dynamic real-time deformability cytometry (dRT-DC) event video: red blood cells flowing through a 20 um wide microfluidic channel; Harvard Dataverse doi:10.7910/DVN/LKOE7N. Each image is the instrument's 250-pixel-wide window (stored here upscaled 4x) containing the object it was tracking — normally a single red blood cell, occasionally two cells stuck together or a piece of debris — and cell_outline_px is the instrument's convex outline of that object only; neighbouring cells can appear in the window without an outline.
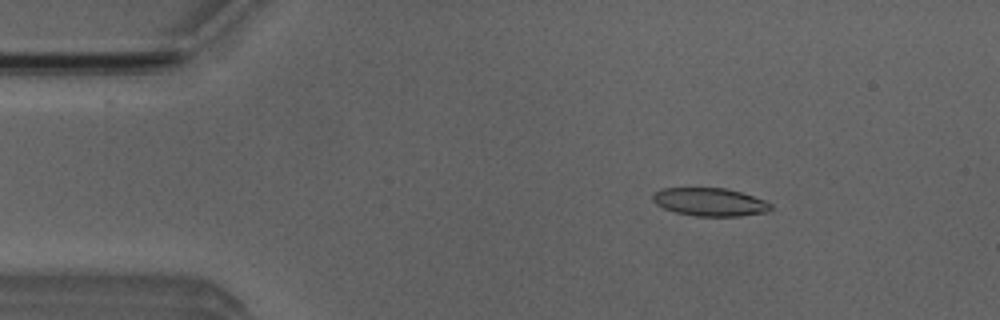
{"species": "Egyptian fruit bat (a non-hibernating species)", "species_latin": "Rousettus aegyptiacus", "temperature_condition": "room temperature", "stored_images_in_passage": 51, "camera_frame_rate_fps": 3000, "um_per_image_px": 0.085, "animal": {"sex": "male"}, "frame": {"image": 1, "passage_image": 8, "time_ms": 2.333, "image_size_px": [1000, 320], "cell_outline_px": [[772, 208], [768, 212], [740, 216], [696, 216], [676, 212], [664, 208], [656, 204], [652, 200], [652, 196], [660, 188], [724, 188], [740, 192], [764, 200], [772, 204]], "centroid_in_image_um": [60.34, 17.17], "position_along_channel_um": 24.7, "area_um2": 19.25}}
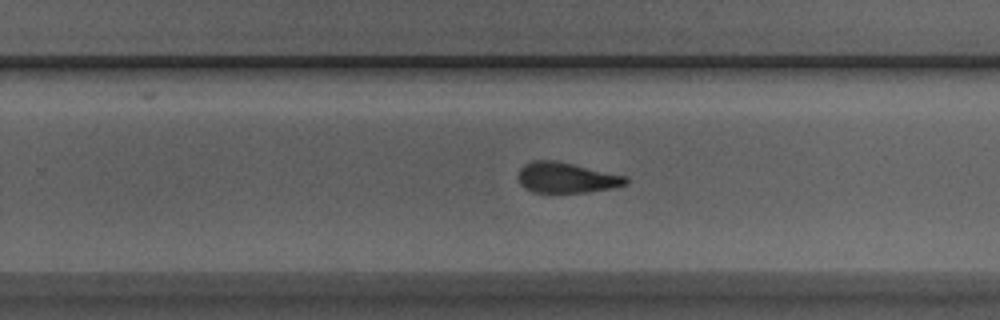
{"frame": {"image": 2, "passage_image": 32, "time_ms": 10.333, "image_size_px": [1000, 320], "cell_outline_px": [[628, 184], [616, 188], [588, 192], [532, 192], [524, 188], [520, 184], [516, 176], [520, 168], [524, 164], [532, 160], [552, 160], [572, 164], [628, 176]], "centroid_in_image_um": [48.14, 15.11], "position_along_channel_um": 281.7, "area_um2": 19.36}}
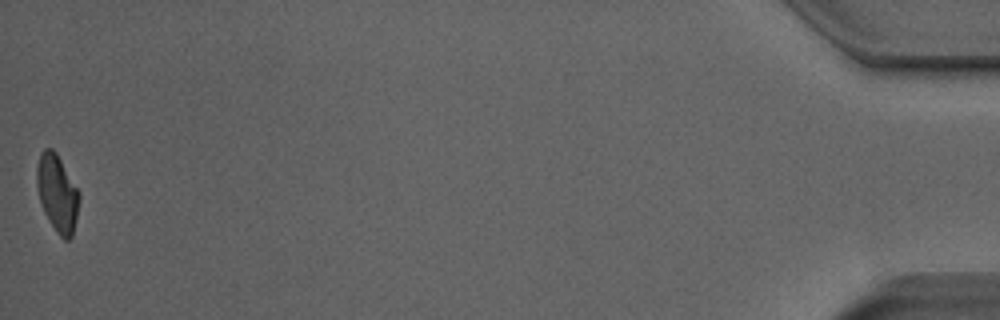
{"frame": {"image": 3, "passage_image": 51, "time_ms": 16.667, "image_size_px": [1000, 320], "cell_outline_px": [[80, 200], [72, 236], [68, 240], [64, 240], [56, 232], [48, 220], [44, 212], [40, 200], [36, 184], [36, 168], [40, 152], [44, 148], [52, 148], [56, 152], [80, 192]], "centroid_in_image_um": [4.86, 16.41], "position_along_channel_um": 430.3, "area_um2": 19.19}, "authors_computed_cell_mechanics": {"area_um2": 19.8254, "velocity_mm_per_s": 4.0043, "shape_relaxation_time_tau1_ms": null, "shape_relaxation_time_tau2_ms": 1.3287, "deformation_change_tau1": null, "deformation_change_tau2": 0.0937}}